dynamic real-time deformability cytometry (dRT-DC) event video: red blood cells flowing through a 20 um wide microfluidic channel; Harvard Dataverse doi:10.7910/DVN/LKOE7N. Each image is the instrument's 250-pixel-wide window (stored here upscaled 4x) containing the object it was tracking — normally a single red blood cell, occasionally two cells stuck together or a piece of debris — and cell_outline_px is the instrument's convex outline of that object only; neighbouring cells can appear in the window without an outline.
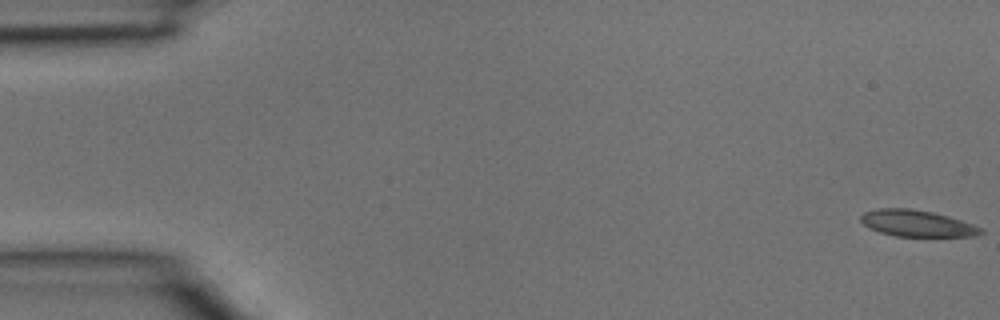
{"species": "common noctule bat (a hibernating species)", "species_latin": "Nyctalus noctula", "temperature_condition": "room temperature", "stored_images_in_passage": 6, "camera_frame_rate_fps": 3000, "um_per_image_px": 0.085, "animal": {"sex": "male", "body_mass_g": 15.6}, "frame": {"image": 1, "passage_image": 1, "time_ms": 0.0, "image_size_px": [1000, 320], "cell_outline_px": [[984, 232], [976, 236], [896, 236], [880, 232], [868, 228], [860, 220], [860, 216], [864, 212], [880, 208], [912, 208], [932, 212], [948, 216], [972, 224], [980, 228]], "centroid_in_image_um": [77.91, 18.98], "position_along_channel_um": 7.1, "area_um2": 18.38}}